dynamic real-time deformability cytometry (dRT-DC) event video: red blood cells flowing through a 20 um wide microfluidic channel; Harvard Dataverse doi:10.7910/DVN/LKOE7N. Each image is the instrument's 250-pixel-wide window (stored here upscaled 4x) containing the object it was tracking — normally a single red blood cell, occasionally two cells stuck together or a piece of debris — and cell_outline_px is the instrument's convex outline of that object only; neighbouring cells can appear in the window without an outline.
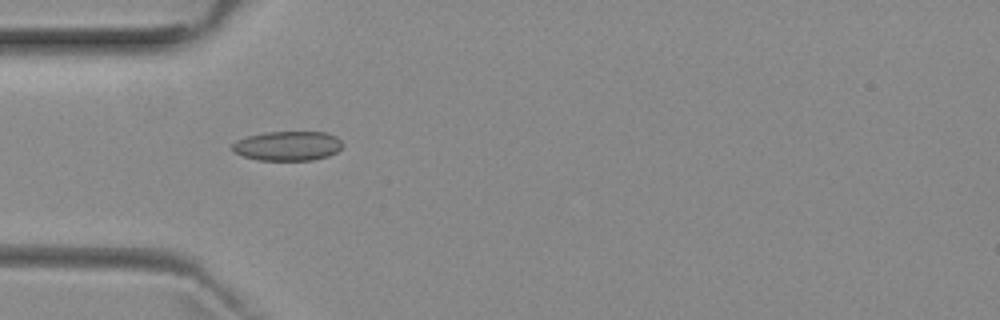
{"species": "common noctule bat (a hibernating species)", "species_latin": "Nyctalus noctula", "temperature_condition": "room temperature", "stored_images_in_passage": 6, "camera_frame_rate_fps": 3000, "um_per_image_px": 0.085, "animal": {"sex": "female", "body_mass_g": 29.2, "forearm_length_mm": 56.3}, "frame": {"image": 1, "passage_image": 5, "time_ms": 4.667, "image_size_px": [1000, 320], "cell_outline_px": [[344, 144], [336, 152], [328, 156], [312, 160], [256, 160], [240, 156], [232, 152], [232, 144], [236, 140], [248, 136], [264, 132], [328, 132], [336, 136]], "centroid_in_image_um": [24.42, 12.4], "position_along_channel_um": 60.6, "area_um2": 19.19}}
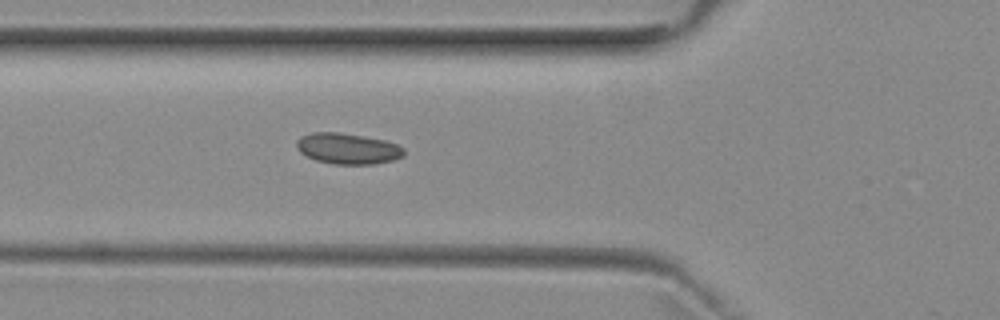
{"frame": {"image": 2, "passage_image": 6, "time_ms": 5.667, "image_size_px": [1000, 320], "cell_outline_px": [[404, 156], [392, 160], [372, 164], [332, 164], [316, 160], [300, 152], [296, 148], [296, 140], [300, 136], [312, 132], [340, 132], [364, 136], [384, 140], [396, 144], [404, 148]], "centroid_in_image_um": [29.53, 12.62], "position_along_channel_um": 96.3, "area_um2": 19.36}}